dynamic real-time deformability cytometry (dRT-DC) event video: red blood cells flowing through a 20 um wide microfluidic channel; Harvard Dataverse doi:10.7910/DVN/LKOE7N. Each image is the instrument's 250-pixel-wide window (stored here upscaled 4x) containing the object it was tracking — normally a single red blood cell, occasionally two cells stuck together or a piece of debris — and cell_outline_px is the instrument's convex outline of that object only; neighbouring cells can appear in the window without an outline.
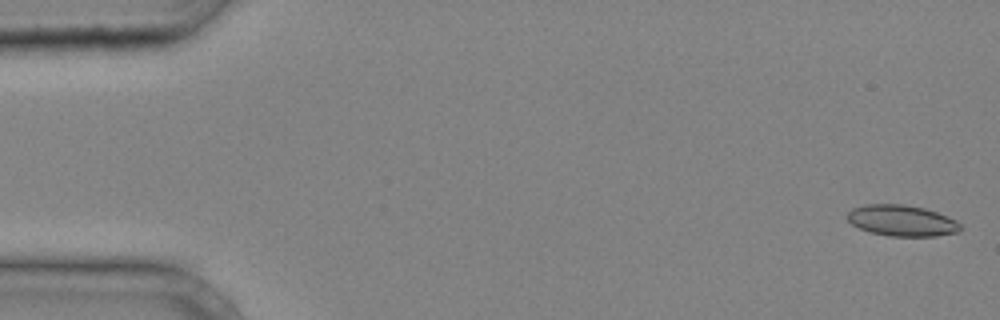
{"species": "common noctule bat (a hibernating species)", "species_latin": "Nyctalus noctula", "temperature_condition": "cold", "stored_images_in_passage": 38, "camera_frame_rate_fps": 3000, "um_per_image_px": 0.085, "animal": {"sex": "male", "body_mass_g": 20.4}, "frame": {"image": 1, "passage_image": 1, "time_ms": 0.0, "image_size_px": [1000, 320], "cell_outline_px": [[960, 232], [936, 236], [888, 236], [872, 232], [860, 228], [852, 224], [848, 220], [848, 212], [852, 208], [864, 204], [904, 204], [924, 208], [948, 216], [956, 220], [960, 224]], "centroid_in_image_um": [76.67, 18.75], "position_along_channel_um": 8.3, "area_um2": 20.46}}
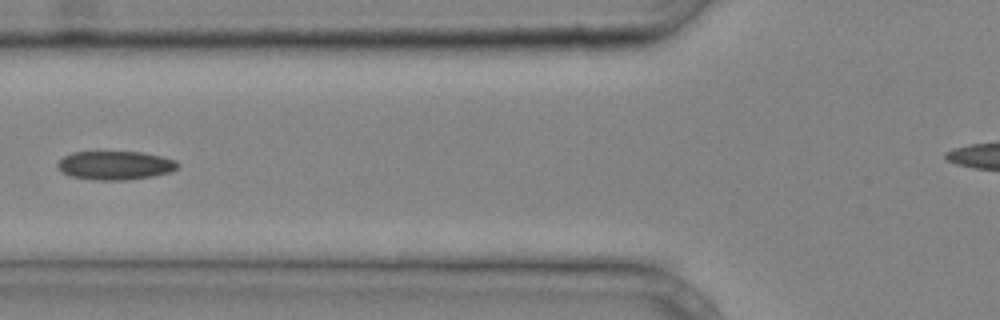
{"frame": {"image": 2, "passage_image": 16, "time_ms": 5.0, "image_size_px": [1000, 320], "cell_outline_px": [[180, 164], [172, 172], [152, 176], [124, 180], [92, 180], [72, 176], [64, 172], [56, 164], [64, 156], [72, 152], [96, 148], [144, 152], [176, 160]], "centroid_in_image_um": [9.78, 13.99], "position_along_channel_um": 116.0, "area_um2": 21.04}}
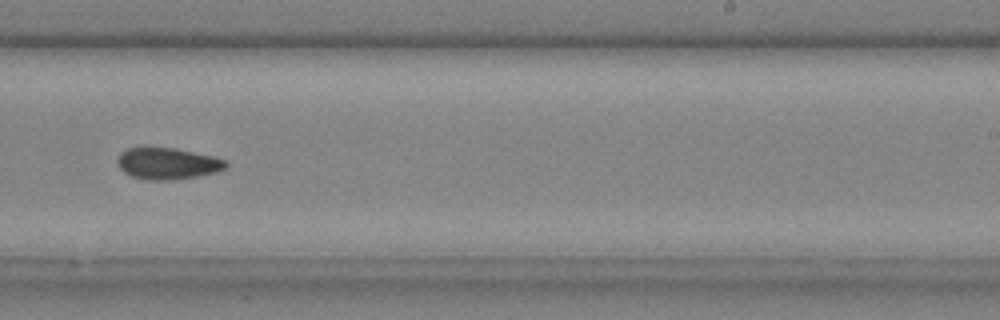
{"frame": {"image": 3, "passage_image": 26, "time_ms": 8.333, "image_size_px": [1000, 320], "cell_outline_px": [[228, 164], [224, 168], [216, 172], [196, 176], [168, 180], [148, 180], [132, 176], [124, 172], [120, 168], [116, 160], [120, 152], [128, 148], [144, 144], [176, 148], [212, 156], [224, 160]], "centroid_in_image_um": [14.15, 13.85], "position_along_channel_um": 274.8, "area_um2": 20.35}}